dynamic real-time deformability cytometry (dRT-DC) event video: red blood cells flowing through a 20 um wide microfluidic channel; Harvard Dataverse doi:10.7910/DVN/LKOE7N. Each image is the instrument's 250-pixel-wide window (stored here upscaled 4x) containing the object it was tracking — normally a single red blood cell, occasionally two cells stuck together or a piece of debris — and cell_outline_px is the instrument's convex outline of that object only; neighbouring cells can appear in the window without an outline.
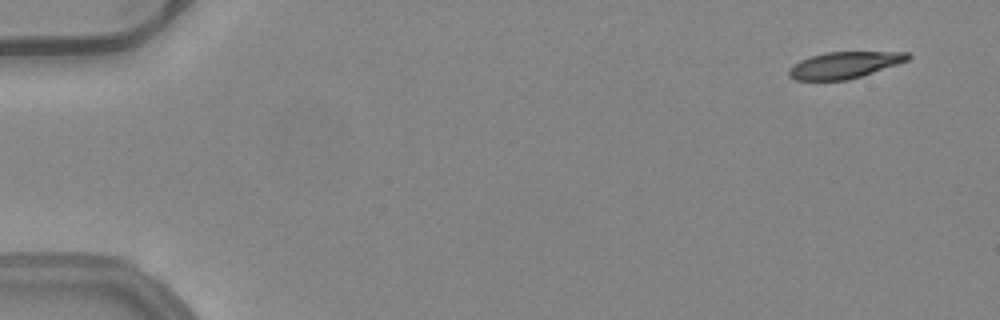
{"species": "common noctule bat (a hibernating species)", "species_latin": "Nyctalus noctula", "temperature_condition": "warm", "stored_images_in_passage": 9, "camera_frame_rate_fps": 3000, "um_per_image_px": 0.085, "animal": {"sex": "female", "body_mass_g": 24.6, "forearm_length_mm": 56.2}, "frame": {"image": 1, "passage_image": 4, "time_ms": 1.0, "image_size_px": [1000, 320], "cell_outline_px": [[912, 56], [908, 60], [848, 80], [796, 80], [788, 76], [788, 68], [792, 64], [800, 60], [812, 56], [828, 52], [908, 52]], "centroid_in_image_um": [71.72, 5.53], "position_along_channel_um": 13.3, "area_um2": 18.21}}